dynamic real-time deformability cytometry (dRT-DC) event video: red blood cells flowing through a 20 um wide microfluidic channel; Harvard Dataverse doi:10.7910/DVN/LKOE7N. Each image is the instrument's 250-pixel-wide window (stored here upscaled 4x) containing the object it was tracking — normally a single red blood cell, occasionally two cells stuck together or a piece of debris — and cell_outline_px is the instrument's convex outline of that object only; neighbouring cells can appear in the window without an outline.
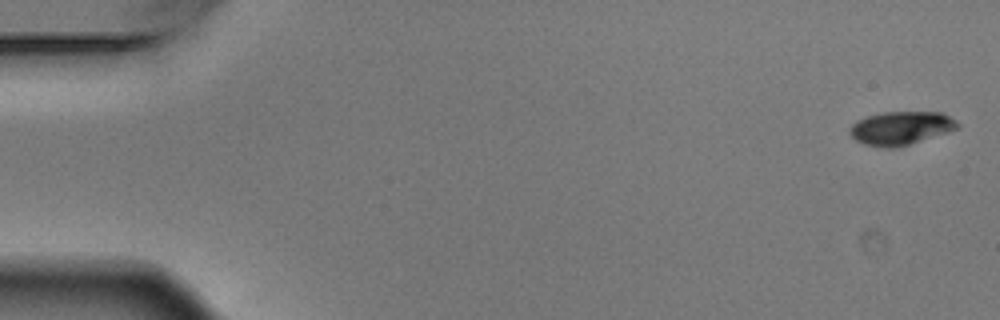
{"species": "Egyptian fruit bat (a non-hibernating species)", "species_latin": "Rousettus aegyptiacus", "temperature_condition": "warm", "stored_images_in_passage": 8, "camera_frame_rate_fps": 3000, "um_per_image_px": 0.085, "animal": {"sex": "male"}, "frame": {"image": 1, "passage_image": 1, "time_ms": 0.0, "image_size_px": [1000, 320], "cell_outline_px": [[960, 128], [948, 132], [896, 148], [884, 148], [864, 144], [856, 140], [848, 132], [848, 128], [856, 120], [868, 116], [884, 112], [940, 112], [956, 120], [960, 124]], "centroid_in_image_um": [76.56, 10.89], "position_along_channel_um": 8.4, "area_um2": 21.04}}
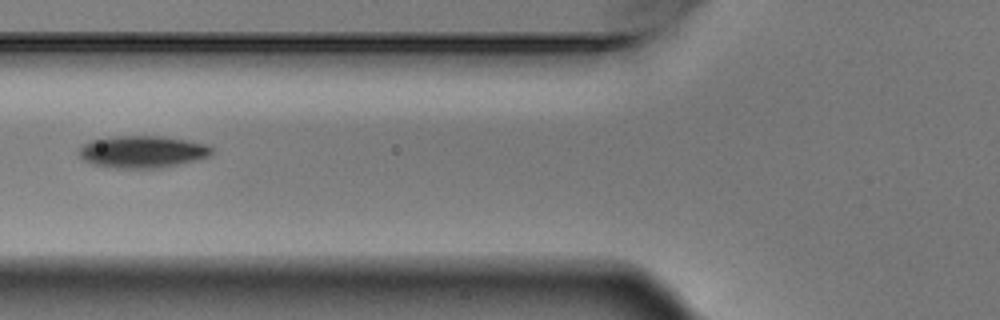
{"frame": {"image": 2, "passage_image": 6, "time_ms": 1.667, "image_size_px": [1000, 320], "cell_outline_px": [[212, 152], [208, 156], [196, 160], [156, 168], [116, 168], [92, 164], [84, 160], [80, 156], [80, 148], [84, 144], [92, 140], [116, 136], [164, 136], [204, 144], [212, 148]], "centroid_in_image_um": [12.08, 12.9], "position_along_channel_um": 113.7, "area_um2": 24.39}}
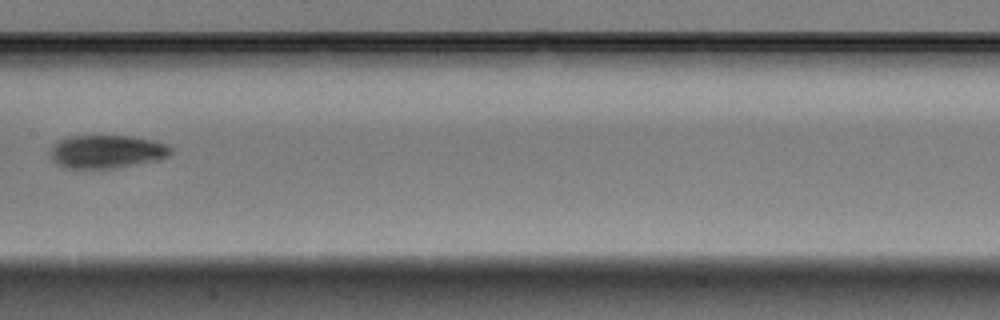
{"frame": {"image": 3, "passage_image": 8, "time_ms": 2.333, "image_size_px": [1000, 320], "cell_outline_px": [[172, 152], [168, 156], [156, 160], [112, 168], [64, 168], [52, 160], [52, 144], [56, 140], [68, 136], [132, 136], [156, 140], [168, 144], [172, 148]], "centroid_in_image_um": [9.08, 12.87], "position_along_channel_um": 198.3, "area_um2": 23.35}}